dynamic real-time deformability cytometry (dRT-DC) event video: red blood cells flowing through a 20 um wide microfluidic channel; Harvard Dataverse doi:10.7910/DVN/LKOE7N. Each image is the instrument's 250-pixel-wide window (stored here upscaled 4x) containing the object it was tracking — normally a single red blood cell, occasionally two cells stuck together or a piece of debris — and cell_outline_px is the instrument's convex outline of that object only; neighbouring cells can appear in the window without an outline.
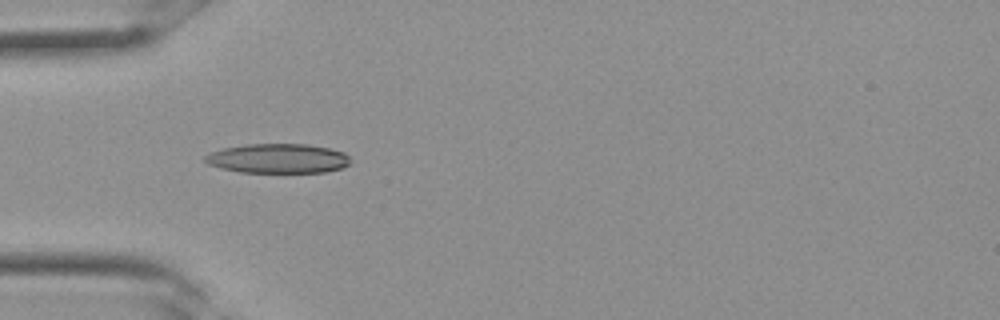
{"species": "Egyptian fruit bat (a non-hibernating species)", "species_latin": "Rousettus aegyptiacus", "temperature_condition": "room temperature", "stored_images_in_passage": 8, "camera_frame_rate_fps": 3000, "um_per_image_px": 0.085, "frame": {"image": 1, "passage_image": 2, "time_ms": 0.333, "image_size_px": [1000, 320], "cell_outline_px": [[352, 164], [344, 168], [324, 172], [240, 172], [220, 168], [208, 164], [204, 160], [204, 156], [212, 152], [224, 148], [244, 144], [304, 144], [328, 148], [344, 152], [348, 156]], "centroid_in_image_um": [23.65, 13.47], "position_along_channel_um": 61.4, "area_um2": 25.03}}